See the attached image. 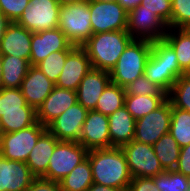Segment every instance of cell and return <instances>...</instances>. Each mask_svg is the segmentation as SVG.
Here are the masks:
<instances>
[{
  "label": "cell",
  "mask_w": 190,
  "mask_h": 191,
  "mask_svg": "<svg viewBox=\"0 0 190 191\" xmlns=\"http://www.w3.org/2000/svg\"><path fill=\"white\" fill-rule=\"evenodd\" d=\"M93 183L128 190L132 176L120 147L88 150Z\"/></svg>",
  "instance_id": "obj_1"
},
{
  "label": "cell",
  "mask_w": 190,
  "mask_h": 191,
  "mask_svg": "<svg viewBox=\"0 0 190 191\" xmlns=\"http://www.w3.org/2000/svg\"><path fill=\"white\" fill-rule=\"evenodd\" d=\"M132 40L127 31L95 33L82 47L87 51L92 68L110 72Z\"/></svg>",
  "instance_id": "obj_2"
},
{
  "label": "cell",
  "mask_w": 190,
  "mask_h": 191,
  "mask_svg": "<svg viewBox=\"0 0 190 191\" xmlns=\"http://www.w3.org/2000/svg\"><path fill=\"white\" fill-rule=\"evenodd\" d=\"M144 75L166 93L176 80L185 75L180 69L173 48L164 40L152 41L151 53L146 61Z\"/></svg>",
  "instance_id": "obj_3"
},
{
  "label": "cell",
  "mask_w": 190,
  "mask_h": 191,
  "mask_svg": "<svg viewBox=\"0 0 190 191\" xmlns=\"http://www.w3.org/2000/svg\"><path fill=\"white\" fill-rule=\"evenodd\" d=\"M133 39L120 55L115 67L110 71L111 82L123 88L144 74L146 61L151 53L152 41ZM139 39V40H138Z\"/></svg>",
  "instance_id": "obj_4"
},
{
  "label": "cell",
  "mask_w": 190,
  "mask_h": 191,
  "mask_svg": "<svg viewBox=\"0 0 190 191\" xmlns=\"http://www.w3.org/2000/svg\"><path fill=\"white\" fill-rule=\"evenodd\" d=\"M58 28L75 46H83L93 35L89 0L62 5L59 11Z\"/></svg>",
  "instance_id": "obj_5"
},
{
  "label": "cell",
  "mask_w": 190,
  "mask_h": 191,
  "mask_svg": "<svg viewBox=\"0 0 190 191\" xmlns=\"http://www.w3.org/2000/svg\"><path fill=\"white\" fill-rule=\"evenodd\" d=\"M87 153L79 142L59 141L49 159L47 172L41 178L59 182L87 158Z\"/></svg>",
  "instance_id": "obj_6"
},
{
  "label": "cell",
  "mask_w": 190,
  "mask_h": 191,
  "mask_svg": "<svg viewBox=\"0 0 190 191\" xmlns=\"http://www.w3.org/2000/svg\"><path fill=\"white\" fill-rule=\"evenodd\" d=\"M46 130L47 127L37 121L25 129L4 133L0 139V156L26 163L32 148Z\"/></svg>",
  "instance_id": "obj_7"
},
{
  "label": "cell",
  "mask_w": 190,
  "mask_h": 191,
  "mask_svg": "<svg viewBox=\"0 0 190 191\" xmlns=\"http://www.w3.org/2000/svg\"><path fill=\"white\" fill-rule=\"evenodd\" d=\"M60 8L57 0H30L16 23L32 33L58 28Z\"/></svg>",
  "instance_id": "obj_8"
},
{
  "label": "cell",
  "mask_w": 190,
  "mask_h": 191,
  "mask_svg": "<svg viewBox=\"0 0 190 191\" xmlns=\"http://www.w3.org/2000/svg\"><path fill=\"white\" fill-rule=\"evenodd\" d=\"M120 148L124 152L132 178L155 177L164 172L153 145L132 140Z\"/></svg>",
  "instance_id": "obj_9"
},
{
  "label": "cell",
  "mask_w": 190,
  "mask_h": 191,
  "mask_svg": "<svg viewBox=\"0 0 190 191\" xmlns=\"http://www.w3.org/2000/svg\"><path fill=\"white\" fill-rule=\"evenodd\" d=\"M93 34L127 31L128 12L117 2L89 0Z\"/></svg>",
  "instance_id": "obj_10"
},
{
  "label": "cell",
  "mask_w": 190,
  "mask_h": 191,
  "mask_svg": "<svg viewBox=\"0 0 190 191\" xmlns=\"http://www.w3.org/2000/svg\"><path fill=\"white\" fill-rule=\"evenodd\" d=\"M171 122V103L167 99L156 110L151 111L135 123V141L153 145L164 134L169 133Z\"/></svg>",
  "instance_id": "obj_11"
},
{
  "label": "cell",
  "mask_w": 190,
  "mask_h": 191,
  "mask_svg": "<svg viewBox=\"0 0 190 191\" xmlns=\"http://www.w3.org/2000/svg\"><path fill=\"white\" fill-rule=\"evenodd\" d=\"M164 27L168 29V26L142 3L128 12L127 32L133 39H136L135 32L140 35L141 39L149 41L163 39L166 34L165 31L163 32Z\"/></svg>",
  "instance_id": "obj_12"
},
{
  "label": "cell",
  "mask_w": 190,
  "mask_h": 191,
  "mask_svg": "<svg viewBox=\"0 0 190 191\" xmlns=\"http://www.w3.org/2000/svg\"><path fill=\"white\" fill-rule=\"evenodd\" d=\"M88 110L78 102L54 119L47 130L59 141L78 142Z\"/></svg>",
  "instance_id": "obj_13"
},
{
  "label": "cell",
  "mask_w": 190,
  "mask_h": 191,
  "mask_svg": "<svg viewBox=\"0 0 190 191\" xmlns=\"http://www.w3.org/2000/svg\"><path fill=\"white\" fill-rule=\"evenodd\" d=\"M73 45L60 28L32 33L30 65L36 66L50 53L55 51H72Z\"/></svg>",
  "instance_id": "obj_14"
},
{
  "label": "cell",
  "mask_w": 190,
  "mask_h": 191,
  "mask_svg": "<svg viewBox=\"0 0 190 191\" xmlns=\"http://www.w3.org/2000/svg\"><path fill=\"white\" fill-rule=\"evenodd\" d=\"M78 142L87 150L112 148L108 116L88 110Z\"/></svg>",
  "instance_id": "obj_15"
},
{
  "label": "cell",
  "mask_w": 190,
  "mask_h": 191,
  "mask_svg": "<svg viewBox=\"0 0 190 191\" xmlns=\"http://www.w3.org/2000/svg\"><path fill=\"white\" fill-rule=\"evenodd\" d=\"M92 68L87 51L76 46L68 55L55 86L76 91L81 80Z\"/></svg>",
  "instance_id": "obj_16"
},
{
  "label": "cell",
  "mask_w": 190,
  "mask_h": 191,
  "mask_svg": "<svg viewBox=\"0 0 190 191\" xmlns=\"http://www.w3.org/2000/svg\"><path fill=\"white\" fill-rule=\"evenodd\" d=\"M55 87L37 66H30L24 77L20 90L28 105L36 111Z\"/></svg>",
  "instance_id": "obj_17"
},
{
  "label": "cell",
  "mask_w": 190,
  "mask_h": 191,
  "mask_svg": "<svg viewBox=\"0 0 190 191\" xmlns=\"http://www.w3.org/2000/svg\"><path fill=\"white\" fill-rule=\"evenodd\" d=\"M35 178L25 162L0 156V191H26Z\"/></svg>",
  "instance_id": "obj_18"
},
{
  "label": "cell",
  "mask_w": 190,
  "mask_h": 191,
  "mask_svg": "<svg viewBox=\"0 0 190 191\" xmlns=\"http://www.w3.org/2000/svg\"><path fill=\"white\" fill-rule=\"evenodd\" d=\"M110 82V72L91 68L76 90L77 102L87 110H94L99 97Z\"/></svg>",
  "instance_id": "obj_19"
},
{
  "label": "cell",
  "mask_w": 190,
  "mask_h": 191,
  "mask_svg": "<svg viewBox=\"0 0 190 191\" xmlns=\"http://www.w3.org/2000/svg\"><path fill=\"white\" fill-rule=\"evenodd\" d=\"M75 103H77L76 91L55 86L37 109V121L47 127L54 119Z\"/></svg>",
  "instance_id": "obj_20"
},
{
  "label": "cell",
  "mask_w": 190,
  "mask_h": 191,
  "mask_svg": "<svg viewBox=\"0 0 190 191\" xmlns=\"http://www.w3.org/2000/svg\"><path fill=\"white\" fill-rule=\"evenodd\" d=\"M32 32L16 22H10L0 42L2 55L17 56L30 61Z\"/></svg>",
  "instance_id": "obj_21"
},
{
  "label": "cell",
  "mask_w": 190,
  "mask_h": 191,
  "mask_svg": "<svg viewBox=\"0 0 190 191\" xmlns=\"http://www.w3.org/2000/svg\"><path fill=\"white\" fill-rule=\"evenodd\" d=\"M58 142L59 140L46 130L32 148L26 164L36 178L42 177L47 172L49 159Z\"/></svg>",
  "instance_id": "obj_22"
},
{
  "label": "cell",
  "mask_w": 190,
  "mask_h": 191,
  "mask_svg": "<svg viewBox=\"0 0 190 191\" xmlns=\"http://www.w3.org/2000/svg\"><path fill=\"white\" fill-rule=\"evenodd\" d=\"M110 141L113 147L130 143L135 135L136 120L125 106L108 116Z\"/></svg>",
  "instance_id": "obj_23"
},
{
  "label": "cell",
  "mask_w": 190,
  "mask_h": 191,
  "mask_svg": "<svg viewBox=\"0 0 190 191\" xmlns=\"http://www.w3.org/2000/svg\"><path fill=\"white\" fill-rule=\"evenodd\" d=\"M30 66L27 59L2 55V88H20Z\"/></svg>",
  "instance_id": "obj_24"
},
{
  "label": "cell",
  "mask_w": 190,
  "mask_h": 191,
  "mask_svg": "<svg viewBox=\"0 0 190 191\" xmlns=\"http://www.w3.org/2000/svg\"><path fill=\"white\" fill-rule=\"evenodd\" d=\"M153 149L164 171H172L176 169L181 147L170 132L164 134L157 142H155L153 144Z\"/></svg>",
  "instance_id": "obj_25"
},
{
  "label": "cell",
  "mask_w": 190,
  "mask_h": 191,
  "mask_svg": "<svg viewBox=\"0 0 190 191\" xmlns=\"http://www.w3.org/2000/svg\"><path fill=\"white\" fill-rule=\"evenodd\" d=\"M59 184L62 191H86L93 184L89 159L77 165Z\"/></svg>",
  "instance_id": "obj_26"
},
{
  "label": "cell",
  "mask_w": 190,
  "mask_h": 191,
  "mask_svg": "<svg viewBox=\"0 0 190 191\" xmlns=\"http://www.w3.org/2000/svg\"><path fill=\"white\" fill-rule=\"evenodd\" d=\"M178 30L176 35L166 33L163 39L173 48L180 69L185 74H190V29Z\"/></svg>",
  "instance_id": "obj_27"
},
{
  "label": "cell",
  "mask_w": 190,
  "mask_h": 191,
  "mask_svg": "<svg viewBox=\"0 0 190 191\" xmlns=\"http://www.w3.org/2000/svg\"><path fill=\"white\" fill-rule=\"evenodd\" d=\"M167 100V96L128 95L125 97V108L135 120L156 110Z\"/></svg>",
  "instance_id": "obj_28"
},
{
  "label": "cell",
  "mask_w": 190,
  "mask_h": 191,
  "mask_svg": "<svg viewBox=\"0 0 190 191\" xmlns=\"http://www.w3.org/2000/svg\"><path fill=\"white\" fill-rule=\"evenodd\" d=\"M125 88L110 82L98 99L95 111L109 116L125 104Z\"/></svg>",
  "instance_id": "obj_29"
},
{
  "label": "cell",
  "mask_w": 190,
  "mask_h": 191,
  "mask_svg": "<svg viewBox=\"0 0 190 191\" xmlns=\"http://www.w3.org/2000/svg\"><path fill=\"white\" fill-rule=\"evenodd\" d=\"M169 132L180 147L190 144V112L171 105Z\"/></svg>",
  "instance_id": "obj_30"
},
{
  "label": "cell",
  "mask_w": 190,
  "mask_h": 191,
  "mask_svg": "<svg viewBox=\"0 0 190 191\" xmlns=\"http://www.w3.org/2000/svg\"><path fill=\"white\" fill-rule=\"evenodd\" d=\"M4 133L25 129L37 122V112L33 107H23V112L1 113Z\"/></svg>",
  "instance_id": "obj_31"
},
{
  "label": "cell",
  "mask_w": 190,
  "mask_h": 191,
  "mask_svg": "<svg viewBox=\"0 0 190 191\" xmlns=\"http://www.w3.org/2000/svg\"><path fill=\"white\" fill-rule=\"evenodd\" d=\"M167 99L176 108L190 112V74L179 77L167 93Z\"/></svg>",
  "instance_id": "obj_32"
},
{
  "label": "cell",
  "mask_w": 190,
  "mask_h": 191,
  "mask_svg": "<svg viewBox=\"0 0 190 191\" xmlns=\"http://www.w3.org/2000/svg\"><path fill=\"white\" fill-rule=\"evenodd\" d=\"M160 191H188L190 190V178L176 172L164 171L155 177H151Z\"/></svg>",
  "instance_id": "obj_33"
},
{
  "label": "cell",
  "mask_w": 190,
  "mask_h": 191,
  "mask_svg": "<svg viewBox=\"0 0 190 191\" xmlns=\"http://www.w3.org/2000/svg\"><path fill=\"white\" fill-rule=\"evenodd\" d=\"M23 107H31L27 104L20 88L0 89V117L1 113L23 112Z\"/></svg>",
  "instance_id": "obj_34"
},
{
  "label": "cell",
  "mask_w": 190,
  "mask_h": 191,
  "mask_svg": "<svg viewBox=\"0 0 190 191\" xmlns=\"http://www.w3.org/2000/svg\"><path fill=\"white\" fill-rule=\"evenodd\" d=\"M71 51H55L50 53L36 66L53 82L56 84L59 75L64 67L67 55Z\"/></svg>",
  "instance_id": "obj_35"
},
{
  "label": "cell",
  "mask_w": 190,
  "mask_h": 191,
  "mask_svg": "<svg viewBox=\"0 0 190 191\" xmlns=\"http://www.w3.org/2000/svg\"><path fill=\"white\" fill-rule=\"evenodd\" d=\"M128 95L167 96V93L156 83L151 82L144 74L125 87Z\"/></svg>",
  "instance_id": "obj_36"
},
{
  "label": "cell",
  "mask_w": 190,
  "mask_h": 191,
  "mask_svg": "<svg viewBox=\"0 0 190 191\" xmlns=\"http://www.w3.org/2000/svg\"><path fill=\"white\" fill-rule=\"evenodd\" d=\"M172 27L190 29V0H172Z\"/></svg>",
  "instance_id": "obj_37"
},
{
  "label": "cell",
  "mask_w": 190,
  "mask_h": 191,
  "mask_svg": "<svg viewBox=\"0 0 190 191\" xmlns=\"http://www.w3.org/2000/svg\"><path fill=\"white\" fill-rule=\"evenodd\" d=\"M142 4L172 29V0H143Z\"/></svg>",
  "instance_id": "obj_38"
},
{
  "label": "cell",
  "mask_w": 190,
  "mask_h": 191,
  "mask_svg": "<svg viewBox=\"0 0 190 191\" xmlns=\"http://www.w3.org/2000/svg\"><path fill=\"white\" fill-rule=\"evenodd\" d=\"M30 0H0V12L9 22H17Z\"/></svg>",
  "instance_id": "obj_39"
},
{
  "label": "cell",
  "mask_w": 190,
  "mask_h": 191,
  "mask_svg": "<svg viewBox=\"0 0 190 191\" xmlns=\"http://www.w3.org/2000/svg\"><path fill=\"white\" fill-rule=\"evenodd\" d=\"M127 191H160L151 177L132 178Z\"/></svg>",
  "instance_id": "obj_40"
},
{
  "label": "cell",
  "mask_w": 190,
  "mask_h": 191,
  "mask_svg": "<svg viewBox=\"0 0 190 191\" xmlns=\"http://www.w3.org/2000/svg\"><path fill=\"white\" fill-rule=\"evenodd\" d=\"M26 191H62L59 182L35 178Z\"/></svg>",
  "instance_id": "obj_41"
},
{
  "label": "cell",
  "mask_w": 190,
  "mask_h": 191,
  "mask_svg": "<svg viewBox=\"0 0 190 191\" xmlns=\"http://www.w3.org/2000/svg\"><path fill=\"white\" fill-rule=\"evenodd\" d=\"M175 171L190 178V144L181 147Z\"/></svg>",
  "instance_id": "obj_42"
},
{
  "label": "cell",
  "mask_w": 190,
  "mask_h": 191,
  "mask_svg": "<svg viewBox=\"0 0 190 191\" xmlns=\"http://www.w3.org/2000/svg\"><path fill=\"white\" fill-rule=\"evenodd\" d=\"M117 2L127 11L136 8L143 0H117Z\"/></svg>",
  "instance_id": "obj_43"
},
{
  "label": "cell",
  "mask_w": 190,
  "mask_h": 191,
  "mask_svg": "<svg viewBox=\"0 0 190 191\" xmlns=\"http://www.w3.org/2000/svg\"><path fill=\"white\" fill-rule=\"evenodd\" d=\"M86 191H127V190L117 189L114 187H108L98 183H93Z\"/></svg>",
  "instance_id": "obj_44"
},
{
  "label": "cell",
  "mask_w": 190,
  "mask_h": 191,
  "mask_svg": "<svg viewBox=\"0 0 190 191\" xmlns=\"http://www.w3.org/2000/svg\"><path fill=\"white\" fill-rule=\"evenodd\" d=\"M9 23L8 19L0 12V42Z\"/></svg>",
  "instance_id": "obj_45"
},
{
  "label": "cell",
  "mask_w": 190,
  "mask_h": 191,
  "mask_svg": "<svg viewBox=\"0 0 190 191\" xmlns=\"http://www.w3.org/2000/svg\"><path fill=\"white\" fill-rule=\"evenodd\" d=\"M82 0H57L60 6L65 5V4H74L77 2H80Z\"/></svg>",
  "instance_id": "obj_46"
},
{
  "label": "cell",
  "mask_w": 190,
  "mask_h": 191,
  "mask_svg": "<svg viewBox=\"0 0 190 191\" xmlns=\"http://www.w3.org/2000/svg\"><path fill=\"white\" fill-rule=\"evenodd\" d=\"M2 88V54L0 53V89Z\"/></svg>",
  "instance_id": "obj_47"
},
{
  "label": "cell",
  "mask_w": 190,
  "mask_h": 191,
  "mask_svg": "<svg viewBox=\"0 0 190 191\" xmlns=\"http://www.w3.org/2000/svg\"><path fill=\"white\" fill-rule=\"evenodd\" d=\"M3 134H4V131H3V127H2V123H1V119H0V139Z\"/></svg>",
  "instance_id": "obj_48"
},
{
  "label": "cell",
  "mask_w": 190,
  "mask_h": 191,
  "mask_svg": "<svg viewBox=\"0 0 190 191\" xmlns=\"http://www.w3.org/2000/svg\"><path fill=\"white\" fill-rule=\"evenodd\" d=\"M94 1H100V2H105V3H107V2H115V1H117V0H94Z\"/></svg>",
  "instance_id": "obj_49"
}]
</instances>
